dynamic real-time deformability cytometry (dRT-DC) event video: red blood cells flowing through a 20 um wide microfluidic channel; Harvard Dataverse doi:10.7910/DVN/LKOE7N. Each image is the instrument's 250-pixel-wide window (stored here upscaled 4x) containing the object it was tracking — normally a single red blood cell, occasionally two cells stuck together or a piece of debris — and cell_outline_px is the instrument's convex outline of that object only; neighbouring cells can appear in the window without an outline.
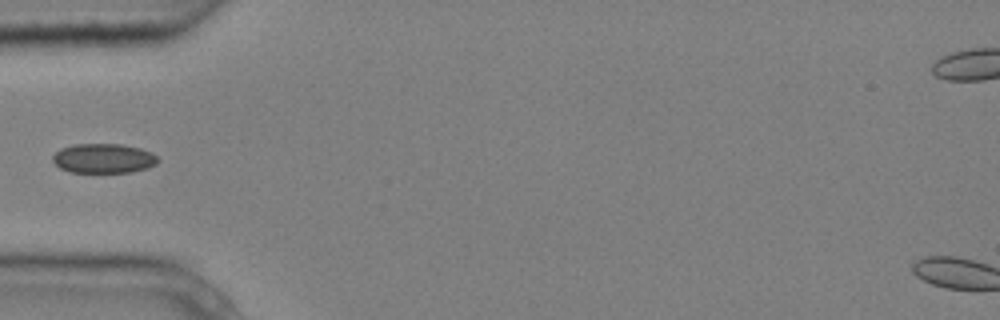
{"species": "common noctule bat (a hibernating species)", "species_latin": "Nyctalus noctula", "temperature_condition": "cold", "stored_images_in_passage": 6, "camera_frame_rate_fps": 3000, "um_per_image_px": 0.085, "animal": {"sex": "male", "body_mass_g": 20.4}, "frame": {"image": 1, "passage_image": 6, "time_ms": 1.667, "image_size_px": [1000, 320], "cell_outline_px": [[160, 160], [156, 164], [148, 168], [132, 172], [68, 172], [60, 168], [52, 160], [52, 156], [60, 148], [72, 144], [120, 144], [140, 148], [152, 152]], "centroid_in_image_um": [8.8, 13.46], "position_along_channel_um": 76.2, "area_um2": 18.26}}